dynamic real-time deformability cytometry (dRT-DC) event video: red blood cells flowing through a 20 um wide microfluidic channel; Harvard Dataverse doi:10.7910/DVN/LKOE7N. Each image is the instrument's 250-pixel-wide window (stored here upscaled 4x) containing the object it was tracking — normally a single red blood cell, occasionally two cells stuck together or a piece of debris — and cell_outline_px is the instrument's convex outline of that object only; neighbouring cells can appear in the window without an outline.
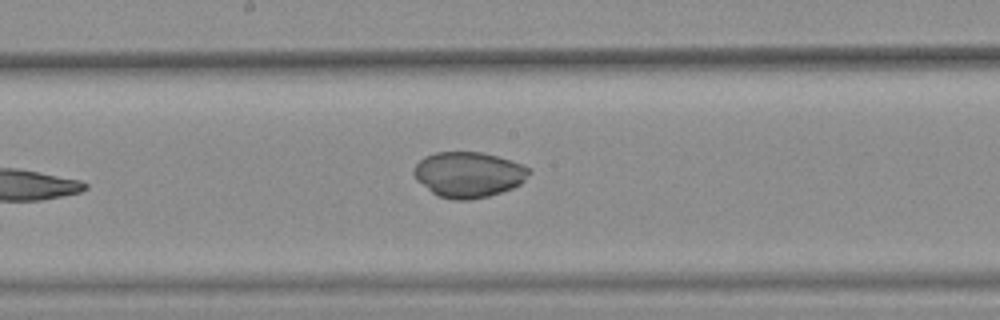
{"species": "common noctule bat (a hibernating species)", "species_latin": "Nyctalus noctula", "temperature_condition": "warm", "stored_images_in_passage": 8, "camera_frame_rate_fps": 3000, "um_per_image_px": 0.085, "animal": {"sex": "female", "body_mass_g": 25.1}, "frame": {"image": 1, "passage_image": 8, "time_ms": 2.333, "image_size_px": [1000, 320], "cell_outline_px": [[532, 172], [520, 184], [512, 188], [488, 196], [472, 200], [456, 200], [436, 196], [416, 180], [412, 172], [416, 164], [424, 156], [436, 152], [480, 152], [496, 156], [532, 168]], "centroid_in_image_um": [39.8, 14.84], "position_along_channel_um": 208.4, "area_um2": 30.63}}